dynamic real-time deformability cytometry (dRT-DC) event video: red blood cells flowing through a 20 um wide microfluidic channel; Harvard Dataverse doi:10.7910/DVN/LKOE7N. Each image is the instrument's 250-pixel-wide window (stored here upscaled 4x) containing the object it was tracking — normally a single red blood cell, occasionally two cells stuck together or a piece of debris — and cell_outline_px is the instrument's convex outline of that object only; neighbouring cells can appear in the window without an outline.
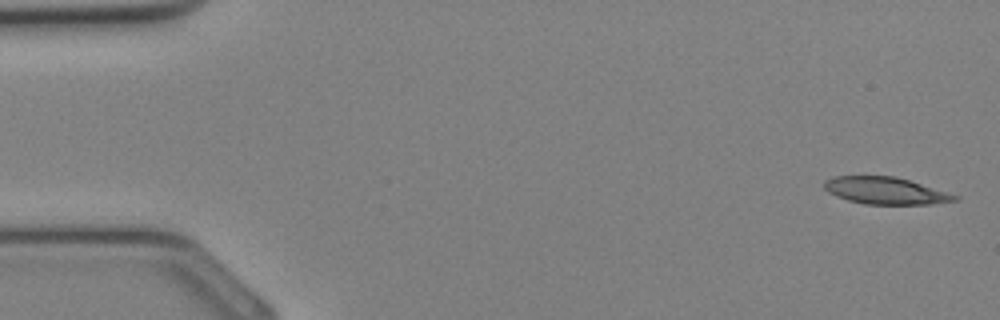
{"species": "Egyptian fruit bat (a non-hibernating species)", "species_latin": "Rousettus aegyptiacus", "temperature_condition": "cold", "stored_images_in_passage": 34, "camera_frame_rate_fps": 3000, "um_per_image_px": 0.085, "animal": {"sex": "female"}, "frame": {"image": 1, "passage_image": 1, "time_ms": 0.0, "image_size_px": [1000, 320], "cell_outline_px": [[960, 196], [956, 200], [928, 204], [864, 204], [848, 200], [828, 192], [824, 188], [824, 180], [832, 176], [896, 176]], "centroid_in_image_um": [75.23, 16.2], "position_along_channel_um": 9.8, "area_um2": 20.4}}
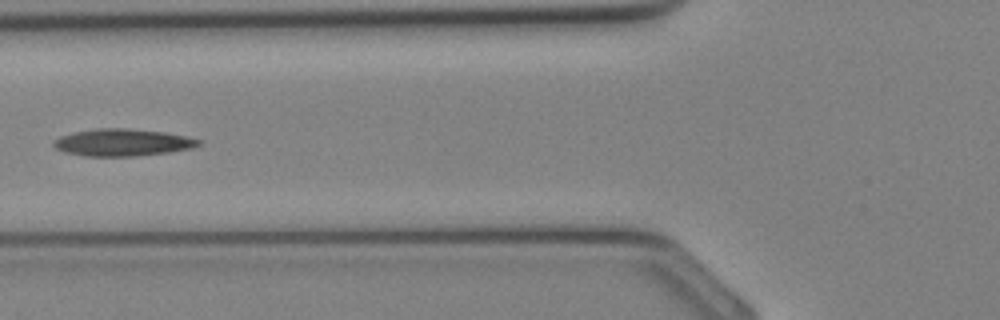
{"frame": {"image": 2, "passage_image": 13, "time_ms": 4.0, "image_size_px": [1000, 320], "cell_outline_px": [[200, 144], [192, 148], [168, 152], [136, 156], [88, 156], [64, 152], [56, 148], [52, 144], [60, 136], [72, 132], [96, 128], [128, 128], [164, 132], [184, 136], [200, 140]], "centroid_in_image_um": [10.39, 12.1], "position_along_channel_um": 115.4, "area_um2": 22.77}}
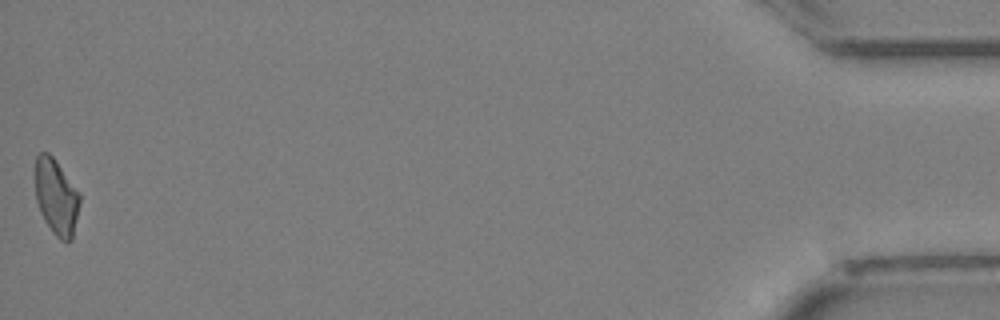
{"frame": {"image": 3, "passage_image": 34, "time_ms": 11.0, "image_size_px": [1000, 320], "cell_outline_px": [[80, 200], [72, 240], [60, 240], [52, 232], [44, 220], [40, 212], [36, 200], [36, 156], [40, 152], [48, 152], [52, 156], [80, 192]], "centroid_in_image_um": [4.79, 16.74], "position_along_channel_um": 430.4, "area_um2": 19.54}}